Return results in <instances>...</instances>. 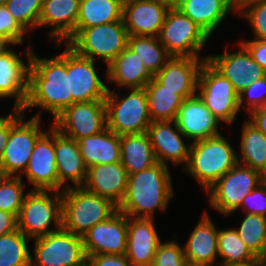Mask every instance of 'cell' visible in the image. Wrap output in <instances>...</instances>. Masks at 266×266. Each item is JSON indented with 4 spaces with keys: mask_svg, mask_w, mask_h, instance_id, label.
<instances>
[{
    "mask_svg": "<svg viewBox=\"0 0 266 266\" xmlns=\"http://www.w3.org/2000/svg\"><path fill=\"white\" fill-rule=\"evenodd\" d=\"M62 53L49 58L31 54L29 68L28 93L22 112L37 108L35 118H41L43 111L49 112L53 120L67 107L73 104L69 96V75H67V44ZM42 110V112H41Z\"/></svg>",
    "mask_w": 266,
    "mask_h": 266,
    "instance_id": "cell-1",
    "label": "cell"
},
{
    "mask_svg": "<svg viewBox=\"0 0 266 266\" xmlns=\"http://www.w3.org/2000/svg\"><path fill=\"white\" fill-rule=\"evenodd\" d=\"M170 167L160 162L128 175L127 190L118 210L129 217L155 218L166 212L174 196Z\"/></svg>",
    "mask_w": 266,
    "mask_h": 266,
    "instance_id": "cell-2",
    "label": "cell"
},
{
    "mask_svg": "<svg viewBox=\"0 0 266 266\" xmlns=\"http://www.w3.org/2000/svg\"><path fill=\"white\" fill-rule=\"evenodd\" d=\"M222 133L191 143L187 165L182 169L206 192L237 164V151Z\"/></svg>",
    "mask_w": 266,
    "mask_h": 266,
    "instance_id": "cell-3",
    "label": "cell"
},
{
    "mask_svg": "<svg viewBox=\"0 0 266 266\" xmlns=\"http://www.w3.org/2000/svg\"><path fill=\"white\" fill-rule=\"evenodd\" d=\"M118 211L109 199L86 190L83 186L62 191V228L83 236L97 223L106 221Z\"/></svg>",
    "mask_w": 266,
    "mask_h": 266,
    "instance_id": "cell-4",
    "label": "cell"
},
{
    "mask_svg": "<svg viewBox=\"0 0 266 266\" xmlns=\"http://www.w3.org/2000/svg\"><path fill=\"white\" fill-rule=\"evenodd\" d=\"M24 115L18 109L9 112V138L0 160L2 176H22L37 140L47 131L41 128V118L25 121Z\"/></svg>",
    "mask_w": 266,
    "mask_h": 266,
    "instance_id": "cell-5",
    "label": "cell"
},
{
    "mask_svg": "<svg viewBox=\"0 0 266 266\" xmlns=\"http://www.w3.org/2000/svg\"><path fill=\"white\" fill-rule=\"evenodd\" d=\"M61 228L62 192L32 189L28 191L17 217V229L26 237L34 239Z\"/></svg>",
    "mask_w": 266,
    "mask_h": 266,
    "instance_id": "cell-6",
    "label": "cell"
},
{
    "mask_svg": "<svg viewBox=\"0 0 266 266\" xmlns=\"http://www.w3.org/2000/svg\"><path fill=\"white\" fill-rule=\"evenodd\" d=\"M128 90L129 94L120 95L108 88L105 98L107 128L118 136L145 133L152 122L146 90Z\"/></svg>",
    "mask_w": 266,
    "mask_h": 266,
    "instance_id": "cell-7",
    "label": "cell"
},
{
    "mask_svg": "<svg viewBox=\"0 0 266 266\" xmlns=\"http://www.w3.org/2000/svg\"><path fill=\"white\" fill-rule=\"evenodd\" d=\"M123 20L81 29L67 45L77 54L107 66L127 47ZM96 57V58H95Z\"/></svg>",
    "mask_w": 266,
    "mask_h": 266,
    "instance_id": "cell-8",
    "label": "cell"
},
{
    "mask_svg": "<svg viewBox=\"0 0 266 266\" xmlns=\"http://www.w3.org/2000/svg\"><path fill=\"white\" fill-rule=\"evenodd\" d=\"M157 37L172 57H208L201 51L210 36L180 9L169 8Z\"/></svg>",
    "mask_w": 266,
    "mask_h": 266,
    "instance_id": "cell-9",
    "label": "cell"
},
{
    "mask_svg": "<svg viewBox=\"0 0 266 266\" xmlns=\"http://www.w3.org/2000/svg\"><path fill=\"white\" fill-rule=\"evenodd\" d=\"M263 181L260 172L237 163L205 192L208 204L219 214L232 216L247 194Z\"/></svg>",
    "mask_w": 266,
    "mask_h": 266,
    "instance_id": "cell-10",
    "label": "cell"
},
{
    "mask_svg": "<svg viewBox=\"0 0 266 266\" xmlns=\"http://www.w3.org/2000/svg\"><path fill=\"white\" fill-rule=\"evenodd\" d=\"M197 94L222 124H233L240 112L239 97L232 83L207 60L201 66Z\"/></svg>",
    "mask_w": 266,
    "mask_h": 266,
    "instance_id": "cell-11",
    "label": "cell"
},
{
    "mask_svg": "<svg viewBox=\"0 0 266 266\" xmlns=\"http://www.w3.org/2000/svg\"><path fill=\"white\" fill-rule=\"evenodd\" d=\"M30 266H85L83 239L63 228L34 238Z\"/></svg>",
    "mask_w": 266,
    "mask_h": 266,
    "instance_id": "cell-12",
    "label": "cell"
},
{
    "mask_svg": "<svg viewBox=\"0 0 266 266\" xmlns=\"http://www.w3.org/2000/svg\"><path fill=\"white\" fill-rule=\"evenodd\" d=\"M52 125L76 141L97 134L107 127L105 100L76 102L61 112Z\"/></svg>",
    "mask_w": 266,
    "mask_h": 266,
    "instance_id": "cell-13",
    "label": "cell"
},
{
    "mask_svg": "<svg viewBox=\"0 0 266 266\" xmlns=\"http://www.w3.org/2000/svg\"><path fill=\"white\" fill-rule=\"evenodd\" d=\"M28 46L21 54H17L12 45H9L0 53V98L9 99L14 97L12 109L22 110L26 102L29 68L33 52L30 43ZM19 54H23L26 59L21 58L22 56ZM27 62L28 64H26Z\"/></svg>",
    "mask_w": 266,
    "mask_h": 266,
    "instance_id": "cell-14",
    "label": "cell"
},
{
    "mask_svg": "<svg viewBox=\"0 0 266 266\" xmlns=\"http://www.w3.org/2000/svg\"><path fill=\"white\" fill-rule=\"evenodd\" d=\"M95 64L96 61L77 54L67 45L69 96H73V104L76 102L105 100L108 86L99 77Z\"/></svg>",
    "mask_w": 266,
    "mask_h": 266,
    "instance_id": "cell-15",
    "label": "cell"
},
{
    "mask_svg": "<svg viewBox=\"0 0 266 266\" xmlns=\"http://www.w3.org/2000/svg\"><path fill=\"white\" fill-rule=\"evenodd\" d=\"M127 234V216L118 210L112 217L97 223L82 236L86 258L101 254L125 255Z\"/></svg>",
    "mask_w": 266,
    "mask_h": 266,
    "instance_id": "cell-16",
    "label": "cell"
},
{
    "mask_svg": "<svg viewBox=\"0 0 266 266\" xmlns=\"http://www.w3.org/2000/svg\"><path fill=\"white\" fill-rule=\"evenodd\" d=\"M26 176L32 190L58 191V176L54 150V126L49 125L47 131L37 140L27 169Z\"/></svg>",
    "mask_w": 266,
    "mask_h": 266,
    "instance_id": "cell-17",
    "label": "cell"
},
{
    "mask_svg": "<svg viewBox=\"0 0 266 266\" xmlns=\"http://www.w3.org/2000/svg\"><path fill=\"white\" fill-rule=\"evenodd\" d=\"M236 52L207 55V61L233 85L239 95L253 81L266 76L263 68L252 59L249 52L238 43Z\"/></svg>",
    "mask_w": 266,
    "mask_h": 266,
    "instance_id": "cell-18",
    "label": "cell"
},
{
    "mask_svg": "<svg viewBox=\"0 0 266 266\" xmlns=\"http://www.w3.org/2000/svg\"><path fill=\"white\" fill-rule=\"evenodd\" d=\"M147 133L157 162L166 166L171 164L181 167L182 165V169L187 165L191 143L184 142L182 137L185 138V136L174 120L152 121Z\"/></svg>",
    "mask_w": 266,
    "mask_h": 266,
    "instance_id": "cell-19",
    "label": "cell"
},
{
    "mask_svg": "<svg viewBox=\"0 0 266 266\" xmlns=\"http://www.w3.org/2000/svg\"><path fill=\"white\" fill-rule=\"evenodd\" d=\"M174 122L185 139L192 140L191 143L221 134V123L198 94L183 100Z\"/></svg>",
    "mask_w": 266,
    "mask_h": 266,
    "instance_id": "cell-20",
    "label": "cell"
},
{
    "mask_svg": "<svg viewBox=\"0 0 266 266\" xmlns=\"http://www.w3.org/2000/svg\"><path fill=\"white\" fill-rule=\"evenodd\" d=\"M54 150L58 191L62 192L66 188L83 186L88 168L81 155L78 141L65 136L54 127Z\"/></svg>",
    "mask_w": 266,
    "mask_h": 266,
    "instance_id": "cell-21",
    "label": "cell"
},
{
    "mask_svg": "<svg viewBox=\"0 0 266 266\" xmlns=\"http://www.w3.org/2000/svg\"><path fill=\"white\" fill-rule=\"evenodd\" d=\"M168 10V4L157 0H126L122 19L127 34L157 37Z\"/></svg>",
    "mask_w": 266,
    "mask_h": 266,
    "instance_id": "cell-22",
    "label": "cell"
},
{
    "mask_svg": "<svg viewBox=\"0 0 266 266\" xmlns=\"http://www.w3.org/2000/svg\"><path fill=\"white\" fill-rule=\"evenodd\" d=\"M80 0H43L38 28L52 27L50 40L63 46L75 36Z\"/></svg>",
    "mask_w": 266,
    "mask_h": 266,
    "instance_id": "cell-23",
    "label": "cell"
},
{
    "mask_svg": "<svg viewBox=\"0 0 266 266\" xmlns=\"http://www.w3.org/2000/svg\"><path fill=\"white\" fill-rule=\"evenodd\" d=\"M214 223L205 209L183 245L188 266H218V228Z\"/></svg>",
    "mask_w": 266,
    "mask_h": 266,
    "instance_id": "cell-24",
    "label": "cell"
},
{
    "mask_svg": "<svg viewBox=\"0 0 266 266\" xmlns=\"http://www.w3.org/2000/svg\"><path fill=\"white\" fill-rule=\"evenodd\" d=\"M207 57H171L154 78L183 99L197 94L198 76Z\"/></svg>",
    "mask_w": 266,
    "mask_h": 266,
    "instance_id": "cell-25",
    "label": "cell"
},
{
    "mask_svg": "<svg viewBox=\"0 0 266 266\" xmlns=\"http://www.w3.org/2000/svg\"><path fill=\"white\" fill-rule=\"evenodd\" d=\"M155 218L127 216V250L125 256L134 266H151L161 238Z\"/></svg>",
    "mask_w": 266,
    "mask_h": 266,
    "instance_id": "cell-26",
    "label": "cell"
},
{
    "mask_svg": "<svg viewBox=\"0 0 266 266\" xmlns=\"http://www.w3.org/2000/svg\"><path fill=\"white\" fill-rule=\"evenodd\" d=\"M128 174L121 162L93 165L87 169L83 187L96 195L109 199L118 207L124 200Z\"/></svg>",
    "mask_w": 266,
    "mask_h": 266,
    "instance_id": "cell-27",
    "label": "cell"
},
{
    "mask_svg": "<svg viewBox=\"0 0 266 266\" xmlns=\"http://www.w3.org/2000/svg\"><path fill=\"white\" fill-rule=\"evenodd\" d=\"M105 75V80L121 89L144 88L155 76L128 47L107 66Z\"/></svg>",
    "mask_w": 266,
    "mask_h": 266,
    "instance_id": "cell-28",
    "label": "cell"
},
{
    "mask_svg": "<svg viewBox=\"0 0 266 266\" xmlns=\"http://www.w3.org/2000/svg\"><path fill=\"white\" fill-rule=\"evenodd\" d=\"M78 143L87 168L120 162V136L107 127L97 134L79 139Z\"/></svg>",
    "mask_w": 266,
    "mask_h": 266,
    "instance_id": "cell-29",
    "label": "cell"
},
{
    "mask_svg": "<svg viewBox=\"0 0 266 266\" xmlns=\"http://www.w3.org/2000/svg\"><path fill=\"white\" fill-rule=\"evenodd\" d=\"M180 10L210 37L227 19V15L237 13L230 0H191L186 2Z\"/></svg>",
    "mask_w": 266,
    "mask_h": 266,
    "instance_id": "cell-30",
    "label": "cell"
},
{
    "mask_svg": "<svg viewBox=\"0 0 266 266\" xmlns=\"http://www.w3.org/2000/svg\"><path fill=\"white\" fill-rule=\"evenodd\" d=\"M120 162L128 175L157 163L147 132L120 136Z\"/></svg>",
    "mask_w": 266,
    "mask_h": 266,
    "instance_id": "cell-31",
    "label": "cell"
},
{
    "mask_svg": "<svg viewBox=\"0 0 266 266\" xmlns=\"http://www.w3.org/2000/svg\"><path fill=\"white\" fill-rule=\"evenodd\" d=\"M122 13L121 0H80L75 35L83 28L123 20Z\"/></svg>",
    "mask_w": 266,
    "mask_h": 266,
    "instance_id": "cell-32",
    "label": "cell"
},
{
    "mask_svg": "<svg viewBox=\"0 0 266 266\" xmlns=\"http://www.w3.org/2000/svg\"><path fill=\"white\" fill-rule=\"evenodd\" d=\"M241 131L237 163L262 174L266 170V136L247 119L244 120Z\"/></svg>",
    "mask_w": 266,
    "mask_h": 266,
    "instance_id": "cell-33",
    "label": "cell"
},
{
    "mask_svg": "<svg viewBox=\"0 0 266 266\" xmlns=\"http://www.w3.org/2000/svg\"><path fill=\"white\" fill-rule=\"evenodd\" d=\"M147 93L149 115L152 121L174 120L183 98L177 91L166 89L155 78L144 87Z\"/></svg>",
    "mask_w": 266,
    "mask_h": 266,
    "instance_id": "cell-34",
    "label": "cell"
},
{
    "mask_svg": "<svg viewBox=\"0 0 266 266\" xmlns=\"http://www.w3.org/2000/svg\"><path fill=\"white\" fill-rule=\"evenodd\" d=\"M127 47L142 59L144 67L155 75L172 57L158 37L128 35Z\"/></svg>",
    "mask_w": 266,
    "mask_h": 266,
    "instance_id": "cell-35",
    "label": "cell"
},
{
    "mask_svg": "<svg viewBox=\"0 0 266 266\" xmlns=\"http://www.w3.org/2000/svg\"><path fill=\"white\" fill-rule=\"evenodd\" d=\"M218 257H221L218 266L246 264L258 259L234 228H218Z\"/></svg>",
    "mask_w": 266,
    "mask_h": 266,
    "instance_id": "cell-36",
    "label": "cell"
},
{
    "mask_svg": "<svg viewBox=\"0 0 266 266\" xmlns=\"http://www.w3.org/2000/svg\"><path fill=\"white\" fill-rule=\"evenodd\" d=\"M31 240L18 229L0 236V266H30L31 249L28 243Z\"/></svg>",
    "mask_w": 266,
    "mask_h": 266,
    "instance_id": "cell-37",
    "label": "cell"
},
{
    "mask_svg": "<svg viewBox=\"0 0 266 266\" xmlns=\"http://www.w3.org/2000/svg\"><path fill=\"white\" fill-rule=\"evenodd\" d=\"M240 223L239 238L257 258L266 256V217L246 213Z\"/></svg>",
    "mask_w": 266,
    "mask_h": 266,
    "instance_id": "cell-38",
    "label": "cell"
},
{
    "mask_svg": "<svg viewBox=\"0 0 266 266\" xmlns=\"http://www.w3.org/2000/svg\"><path fill=\"white\" fill-rule=\"evenodd\" d=\"M22 176H0V210L18 217L25 198Z\"/></svg>",
    "mask_w": 266,
    "mask_h": 266,
    "instance_id": "cell-39",
    "label": "cell"
},
{
    "mask_svg": "<svg viewBox=\"0 0 266 266\" xmlns=\"http://www.w3.org/2000/svg\"><path fill=\"white\" fill-rule=\"evenodd\" d=\"M43 0H9L5 6L28 33L38 28Z\"/></svg>",
    "mask_w": 266,
    "mask_h": 266,
    "instance_id": "cell-40",
    "label": "cell"
},
{
    "mask_svg": "<svg viewBox=\"0 0 266 266\" xmlns=\"http://www.w3.org/2000/svg\"><path fill=\"white\" fill-rule=\"evenodd\" d=\"M237 14L248 20L253 39L266 40V0H252L237 9Z\"/></svg>",
    "mask_w": 266,
    "mask_h": 266,
    "instance_id": "cell-41",
    "label": "cell"
},
{
    "mask_svg": "<svg viewBox=\"0 0 266 266\" xmlns=\"http://www.w3.org/2000/svg\"><path fill=\"white\" fill-rule=\"evenodd\" d=\"M177 235L171 241L160 242L151 266H188L183 246L177 243Z\"/></svg>",
    "mask_w": 266,
    "mask_h": 266,
    "instance_id": "cell-42",
    "label": "cell"
},
{
    "mask_svg": "<svg viewBox=\"0 0 266 266\" xmlns=\"http://www.w3.org/2000/svg\"><path fill=\"white\" fill-rule=\"evenodd\" d=\"M238 97L240 111L242 109L249 113L253 109L266 107V76L253 81Z\"/></svg>",
    "mask_w": 266,
    "mask_h": 266,
    "instance_id": "cell-43",
    "label": "cell"
},
{
    "mask_svg": "<svg viewBox=\"0 0 266 266\" xmlns=\"http://www.w3.org/2000/svg\"><path fill=\"white\" fill-rule=\"evenodd\" d=\"M28 33L10 14L5 5L0 6V37L9 45H21Z\"/></svg>",
    "mask_w": 266,
    "mask_h": 266,
    "instance_id": "cell-44",
    "label": "cell"
},
{
    "mask_svg": "<svg viewBox=\"0 0 266 266\" xmlns=\"http://www.w3.org/2000/svg\"><path fill=\"white\" fill-rule=\"evenodd\" d=\"M240 208L247 214H257L266 217V180L247 194L242 200Z\"/></svg>",
    "mask_w": 266,
    "mask_h": 266,
    "instance_id": "cell-45",
    "label": "cell"
},
{
    "mask_svg": "<svg viewBox=\"0 0 266 266\" xmlns=\"http://www.w3.org/2000/svg\"><path fill=\"white\" fill-rule=\"evenodd\" d=\"M264 70L266 74V40L245 39L239 42Z\"/></svg>",
    "mask_w": 266,
    "mask_h": 266,
    "instance_id": "cell-46",
    "label": "cell"
},
{
    "mask_svg": "<svg viewBox=\"0 0 266 266\" xmlns=\"http://www.w3.org/2000/svg\"><path fill=\"white\" fill-rule=\"evenodd\" d=\"M88 266H134L125 255L101 254L87 257Z\"/></svg>",
    "mask_w": 266,
    "mask_h": 266,
    "instance_id": "cell-47",
    "label": "cell"
},
{
    "mask_svg": "<svg viewBox=\"0 0 266 266\" xmlns=\"http://www.w3.org/2000/svg\"><path fill=\"white\" fill-rule=\"evenodd\" d=\"M17 230V217L0 210V236L12 233Z\"/></svg>",
    "mask_w": 266,
    "mask_h": 266,
    "instance_id": "cell-48",
    "label": "cell"
},
{
    "mask_svg": "<svg viewBox=\"0 0 266 266\" xmlns=\"http://www.w3.org/2000/svg\"><path fill=\"white\" fill-rule=\"evenodd\" d=\"M248 115L247 120L266 136V107L253 109Z\"/></svg>",
    "mask_w": 266,
    "mask_h": 266,
    "instance_id": "cell-49",
    "label": "cell"
},
{
    "mask_svg": "<svg viewBox=\"0 0 266 266\" xmlns=\"http://www.w3.org/2000/svg\"><path fill=\"white\" fill-rule=\"evenodd\" d=\"M9 138V113L0 116V160Z\"/></svg>",
    "mask_w": 266,
    "mask_h": 266,
    "instance_id": "cell-50",
    "label": "cell"
},
{
    "mask_svg": "<svg viewBox=\"0 0 266 266\" xmlns=\"http://www.w3.org/2000/svg\"><path fill=\"white\" fill-rule=\"evenodd\" d=\"M191 0H171V2L168 4L169 8L172 9H180L186 2H189Z\"/></svg>",
    "mask_w": 266,
    "mask_h": 266,
    "instance_id": "cell-51",
    "label": "cell"
},
{
    "mask_svg": "<svg viewBox=\"0 0 266 266\" xmlns=\"http://www.w3.org/2000/svg\"><path fill=\"white\" fill-rule=\"evenodd\" d=\"M252 1V0H230L231 4L233 5V7L237 10L238 8H240L243 4Z\"/></svg>",
    "mask_w": 266,
    "mask_h": 266,
    "instance_id": "cell-52",
    "label": "cell"
},
{
    "mask_svg": "<svg viewBox=\"0 0 266 266\" xmlns=\"http://www.w3.org/2000/svg\"><path fill=\"white\" fill-rule=\"evenodd\" d=\"M227 266H260V258L246 264H236V265H227Z\"/></svg>",
    "mask_w": 266,
    "mask_h": 266,
    "instance_id": "cell-53",
    "label": "cell"
},
{
    "mask_svg": "<svg viewBox=\"0 0 266 266\" xmlns=\"http://www.w3.org/2000/svg\"><path fill=\"white\" fill-rule=\"evenodd\" d=\"M9 46V44L0 37V53L6 49Z\"/></svg>",
    "mask_w": 266,
    "mask_h": 266,
    "instance_id": "cell-54",
    "label": "cell"
},
{
    "mask_svg": "<svg viewBox=\"0 0 266 266\" xmlns=\"http://www.w3.org/2000/svg\"><path fill=\"white\" fill-rule=\"evenodd\" d=\"M260 266H266V256L260 257Z\"/></svg>",
    "mask_w": 266,
    "mask_h": 266,
    "instance_id": "cell-55",
    "label": "cell"
},
{
    "mask_svg": "<svg viewBox=\"0 0 266 266\" xmlns=\"http://www.w3.org/2000/svg\"><path fill=\"white\" fill-rule=\"evenodd\" d=\"M9 0H0V6L5 5Z\"/></svg>",
    "mask_w": 266,
    "mask_h": 266,
    "instance_id": "cell-56",
    "label": "cell"
},
{
    "mask_svg": "<svg viewBox=\"0 0 266 266\" xmlns=\"http://www.w3.org/2000/svg\"><path fill=\"white\" fill-rule=\"evenodd\" d=\"M157 1H161V2H164L166 4H169L171 2V0H157Z\"/></svg>",
    "mask_w": 266,
    "mask_h": 266,
    "instance_id": "cell-57",
    "label": "cell"
},
{
    "mask_svg": "<svg viewBox=\"0 0 266 266\" xmlns=\"http://www.w3.org/2000/svg\"><path fill=\"white\" fill-rule=\"evenodd\" d=\"M263 179L266 180V170L262 173Z\"/></svg>",
    "mask_w": 266,
    "mask_h": 266,
    "instance_id": "cell-58",
    "label": "cell"
}]
</instances>
